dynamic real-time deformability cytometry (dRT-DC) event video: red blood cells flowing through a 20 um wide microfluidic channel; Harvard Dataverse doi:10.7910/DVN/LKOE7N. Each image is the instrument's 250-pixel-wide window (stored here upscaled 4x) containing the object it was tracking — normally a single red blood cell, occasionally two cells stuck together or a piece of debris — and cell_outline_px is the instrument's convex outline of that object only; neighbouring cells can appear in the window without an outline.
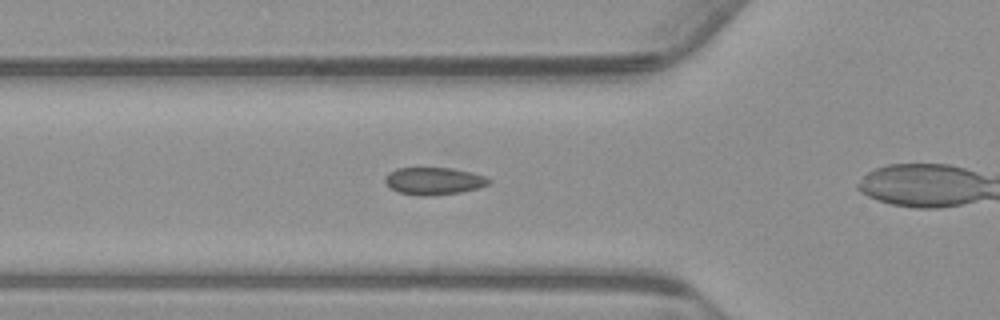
{"species": "common noctule bat (a hibernating species)", "species_latin": "Nyctalus noctula", "temperature_condition": "warm", "stored_images_in_passage": 28, "camera_frame_rate_fps": 3000, "um_per_image_px": 0.085, "animal": {"sex": "male", "body_mass_g": 23.1, "forearm_length_mm": 52.7}, "frame": {"image": 1, "passage_image": 4, "time_ms": 1.0, "image_size_px": [1000, 320], "cell_outline_px": [[492, 180], [488, 184], [476, 188], [460, 192], [428, 196], [420, 196], [400, 192], [392, 188], [384, 180], [388, 172], [396, 168], [452, 168], [472, 172], [484, 176]], "centroid_in_image_um": [36.88, 15.37], "position_along_channel_um": 88.9, "area_um2": 16.36}}
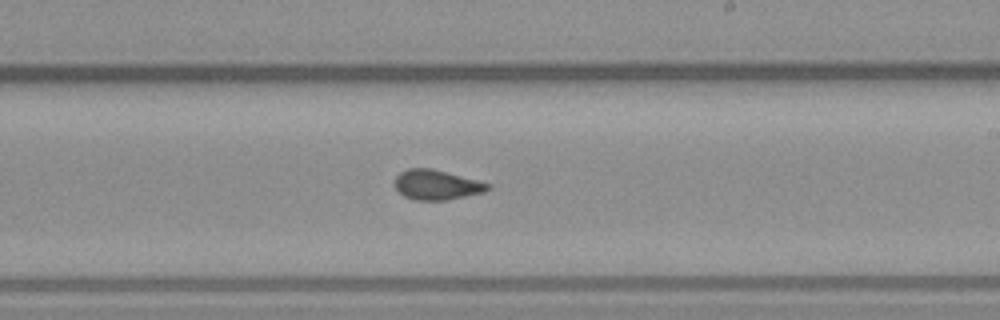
{"frame": {"image": 2, "passage_image": 17, "time_ms": 5.333, "image_size_px": [1000, 320], "cell_outline_px": [[492, 188], [484, 192], [448, 200], [416, 200], [404, 196], [396, 188], [396, 176], [400, 172], [408, 168], [432, 168], [492, 184]], "centroid_in_image_um": [37.15, 15.71], "position_along_channel_um": 251.8, "area_um2": 16.18}}
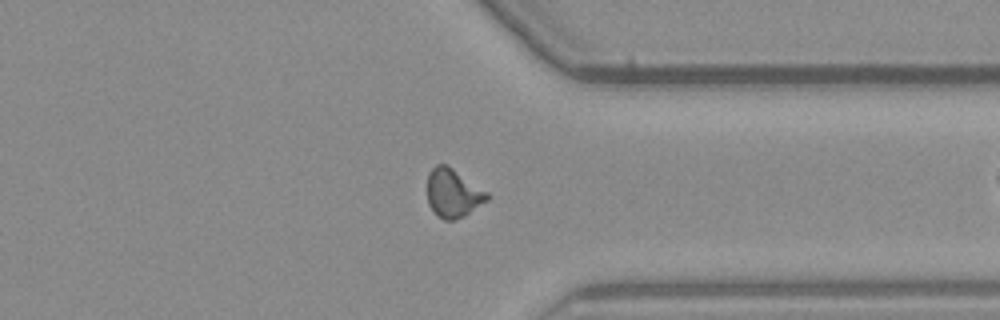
{"frame": {"image": 3, "passage_image": 27, "time_ms": 8.667, "image_size_px": [1000, 320], "cell_outline_px": [[492, 196], [488, 200], [464, 216], [452, 220], [444, 220], [436, 216], [432, 212], [428, 204], [428, 172], [436, 164], [448, 164], [488, 192]], "centroid_in_image_um": [38.51, 16.41], "position_along_channel_um": 372.9, "area_um2": 17.22}}